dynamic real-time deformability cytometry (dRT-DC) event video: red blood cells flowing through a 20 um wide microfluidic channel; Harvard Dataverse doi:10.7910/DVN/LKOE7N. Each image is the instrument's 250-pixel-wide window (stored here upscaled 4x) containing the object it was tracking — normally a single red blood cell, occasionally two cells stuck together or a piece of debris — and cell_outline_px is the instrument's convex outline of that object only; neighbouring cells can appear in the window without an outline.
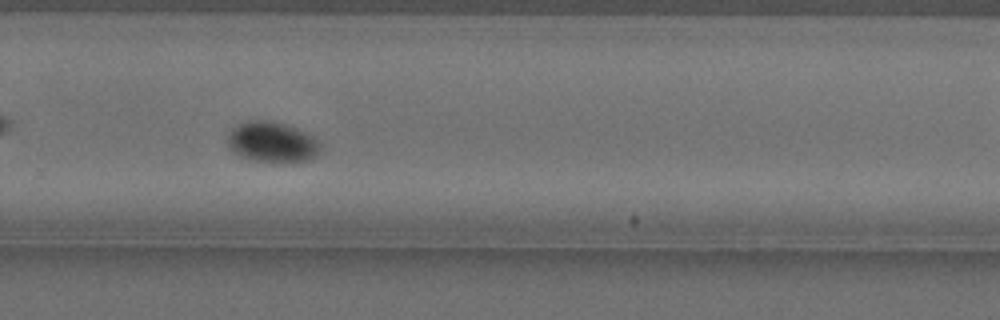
{"species": "Egyptian fruit bat (a non-hibernating species)", "species_latin": "Rousettus aegyptiacus", "temperature_condition": "cold", "stored_images_in_passage": 49, "camera_frame_rate_fps": 3000, "um_per_image_px": 0.085, "animal": {"sex": "female"}, "frame": {"image": 1, "passage_image": 41, "time_ms": 13.333, "image_size_px": [1000, 320], "cell_outline_px": [[320, 152], [312, 160], [288, 164], [272, 164], [252, 160], [240, 156], [232, 152], [228, 144], [228, 136], [232, 128], [240, 124], [256, 120], [264, 120], [284, 124], [296, 128], [312, 136], [320, 144]], "centroid_in_image_um": [23.16, 12.15], "position_along_channel_um": 306.6, "area_um2": 22.31}}